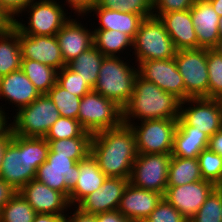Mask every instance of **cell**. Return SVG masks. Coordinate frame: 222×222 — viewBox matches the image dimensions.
Masks as SVG:
<instances>
[{"label": "cell", "mask_w": 222, "mask_h": 222, "mask_svg": "<svg viewBox=\"0 0 222 222\" xmlns=\"http://www.w3.org/2000/svg\"><path fill=\"white\" fill-rule=\"evenodd\" d=\"M91 155L107 177L130 179L138 155L133 129L122 123L119 127L94 133Z\"/></svg>", "instance_id": "6da1fadb"}, {"label": "cell", "mask_w": 222, "mask_h": 222, "mask_svg": "<svg viewBox=\"0 0 222 222\" xmlns=\"http://www.w3.org/2000/svg\"><path fill=\"white\" fill-rule=\"evenodd\" d=\"M48 152L45 138L13 134L3 156L0 178L18 192L35 179L36 170L47 160Z\"/></svg>", "instance_id": "7a4b0ae2"}, {"label": "cell", "mask_w": 222, "mask_h": 222, "mask_svg": "<svg viewBox=\"0 0 222 222\" xmlns=\"http://www.w3.org/2000/svg\"><path fill=\"white\" fill-rule=\"evenodd\" d=\"M180 104L181 101L174 95L137 75L131 99L123 108V124L130 125L132 118H138L140 121L178 119Z\"/></svg>", "instance_id": "3957f363"}, {"label": "cell", "mask_w": 222, "mask_h": 222, "mask_svg": "<svg viewBox=\"0 0 222 222\" xmlns=\"http://www.w3.org/2000/svg\"><path fill=\"white\" fill-rule=\"evenodd\" d=\"M138 68L117 56H104L93 91L114 101L122 109L131 99Z\"/></svg>", "instance_id": "277c9868"}, {"label": "cell", "mask_w": 222, "mask_h": 222, "mask_svg": "<svg viewBox=\"0 0 222 222\" xmlns=\"http://www.w3.org/2000/svg\"><path fill=\"white\" fill-rule=\"evenodd\" d=\"M136 62L173 59L177 49L163 22L155 16L144 18L133 39Z\"/></svg>", "instance_id": "5b68a950"}, {"label": "cell", "mask_w": 222, "mask_h": 222, "mask_svg": "<svg viewBox=\"0 0 222 222\" xmlns=\"http://www.w3.org/2000/svg\"><path fill=\"white\" fill-rule=\"evenodd\" d=\"M9 123L15 135L44 138L60 112L47 94H41L31 104L17 110Z\"/></svg>", "instance_id": "8992f818"}, {"label": "cell", "mask_w": 222, "mask_h": 222, "mask_svg": "<svg viewBox=\"0 0 222 222\" xmlns=\"http://www.w3.org/2000/svg\"><path fill=\"white\" fill-rule=\"evenodd\" d=\"M77 120L86 131L94 134L119 127L123 123V109L92 90L81 98Z\"/></svg>", "instance_id": "52a82bcc"}, {"label": "cell", "mask_w": 222, "mask_h": 222, "mask_svg": "<svg viewBox=\"0 0 222 222\" xmlns=\"http://www.w3.org/2000/svg\"><path fill=\"white\" fill-rule=\"evenodd\" d=\"M63 8L55 0H34L23 10L30 13L28 26L17 19L13 25L25 35L54 36L71 18L66 16Z\"/></svg>", "instance_id": "ba28073f"}, {"label": "cell", "mask_w": 222, "mask_h": 222, "mask_svg": "<svg viewBox=\"0 0 222 222\" xmlns=\"http://www.w3.org/2000/svg\"><path fill=\"white\" fill-rule=\"evenodd\" d=\"M174 58L184 80L186 100L189 98H208L207 49L177 50Z\"/></svg>", "instance_id": "9c48e42d"}, {"label": "cell", "mask_w": 222, "mask_h": 222, "mask_svg": "<svg viewBox=\"0 0 222 222\" xmlns=\"http://www.w3.org/2000/svg\"><path fill=\"white\" fill-rule=\"evenodd\" d=\"M130 124L136 137L138 154H171L177 119L143 120L135 125Z\"/></svg>", "instance_id": "30bf717a"}, {"label": "cell", "mask_w": 222, "mask_h": 222, "mask_svg": "<svg viewBox=\"0 0 222 222\" xmlns=\"http://www.w3.org/2000/svg\"><path fill=\"white\" fill-rule=\"evenodd\" d=\"M171 154H138L129 182L141 189L156 191L163 196L167 189Z\"/></svg>", "instance_id": "8fae6325"}, {"label": "cell", "mask_w": 222, "mask_h": 222, "mask_svg": "<svg viewBox=\"0 0 222 222\" xmlns=\"http://www.w3.org/2000/svg\"><path fill=\"white\" fill-rule=\"evenodd\" d=\"M138 75L155 83L160 89L186 101L184 80L179 73L175 58L148 60L137 63Z\"/></svg>", "instance_id": "7c38bea8"}, {"label": "cell", "mask_w": 222, "mask_h": 222, "mask_svg": "<svg viewBox=\"0 0 222 222\" xmlns=\"http://www.w3.org/2000/svg\"><path fill=\"white\" fill-rule=\"evenodd\" d=\"M186 103L192 107H185ZM180 117L195 130L211 137L222 129V104L213 98H189L180 104Z\"/></svg>", "instance_id": "4fadbf2b"}, {"label": "cell", "mask_w": 222, "mask_h": 222, "mask_svg": "<svg viewBox=\"0 0 222 222\" xmlns=\"http://www.w3.org/2000/svg\"><path fill=\"white\" fill-rule=\"evenodd\" d=\"M216 187L202 179L180 186H167L163 197L189 221Z\"/></svg>", "instance_id": "5bb4252c"}, {"label": "cell", "mask_w": 222, "mask_h": 222, "mask_svg": "<svg viewBox=\"0 0 222 222\" xmlns=\"http://www.w3.org/2000/svg\"><path fill=\"white\" fill-rule=\"evenodd\" d=\"M18 192L32 206L36 214L60 215L64 218L66 216L64 211H68V207H71L63 193L36 179H32Z\"/></svg>", "instance_id": "9a60e30c"}, {"label": "cell", "mask_w": 222, "mask_h": 222, "mask_svg": "<svg viewBox=\"0 0 222 222\" xmlns=\"http://www.w3.org/2000/svg\"><path fill=\"white\" fill-rule=\"evenodd\" d=\"M19 44L22 59L40 62L58 71L66 66L56 35H25L19 31Z\"/></svg>", "instance_id": "2e32d148"}, {"label": "cell", "mask_w": 222, "mask_h": 222, "mask_svg": "<svg viewBox=\"0 0 222 222\" xmlns=\"http://www.w3.org/2000/svg\"><path fill=\"white\" fill-rule=\"evenodd\" d=\"M129 179L106 177L102 186L86 196L77 207L92 214L118 210Z\"/></svg>", "instance_id": "e0dca14e"}, {"label": "cell", "mask_w": 222, "mask_h": 222, "mask_svg": "<svg viewBox=\"0 0 222 222\" xmlns=\"http://www.w3.org/2000/svg\"><path fill=\"white\" fill-rule=\"evenodd\" d=\"M162 198L163 195L156 191L137 188L129 182L121 197L118 211L131 222H143Z\"/></svg>", "instance_id": "ac0fdd59"}, {"label": "cell", "mask_w": 222, "mask_h": 222, "mask_svg": "<svg viewBox=\"0 0 222 222\" xmlns=\"http://www.w3.org/2000/svg\"><path fill=\"white\" fill-rule=\"evenodd\" d=\"M190 11L198 39V48L212 49L220 38V16L207 0H196Z\"/></svg>", "instance_id": "d6986e66"}, {"label": "cell", "mask_w": 222, "mask_h": 222, "mask_svg": "<svg viewBox=\"0 0 222 222\" xmlns=\"http://www.w3.org/2000/svg\"><path fill=\"white\" fill-rule=\"evenodd\" d=\"M56 37L66 65L93 46V31L75 19H69L56 33Z\"/></svg>", "instance_id": "ffe728a7"}, {"label": "cell", "mask_w": 222, "mask_h": 222, "mask_svg": "<svg viewBox=\"0 0 222 222\" xmlns=\"http://www.w3.org/2000/svg\"><path fill=\"white\" fill-rule=\"evenodd\" d=\"M159 19L163 22L177 50L198 49V39L190 9L164 13Z\"/></svg>", "instance_id": "44dd1931"}, {"label": "cell", "mask_w": 222, "mask_h": 222, "mask_svg": "<svg viewBox=\"0 0 222 222\" xmlns=\"http://www.w3.org/2000/svg\"><path fill=\"white\" fill-rule=\"evenodd\" d=\"M40 95L21 69L0 77V97L15 104L18 107L16 111L28 106Z\"/></svg>", "instance_id": "7402d4cb"}, {"label": "cell", "mask_w": 222, "mask_h": 222, "mask_svg": "<svg viewBox=\"0 0 222 222\" xmlns=\"http://www.w3.org/2000/svg\"><path fill=\"white\" fill-rule=\"evenodd\" d=\"M209 136L189 126L181 117L177 119L172 156L197 158L203 149L208 148Z\"/></svg>", "instance_id": "603a6c76"}, {"label": "cell", "mask_w": 222, "mask_h": 222, "mask_svg": "<svg viewBox=\"0 0 222 222\" xmlns=\"http://www.w3.org/2000/svg\"><path fill=\"white\" fill-rule=\"evenodd\" d=\"M106 177L91 153L79 161L78 181L68 199L70 206H77L86 196L100 188Z\"/></svg>", "instance_id": "cb8c5ba5"}, {"label": "cell", "mask_w": 222, "mask_h": 222, "mask_svg": "<svg viewBox=\"0 0 222 222\" xmlns=\"http://www.w3.org/2000/svg\"><path fill=\"white\" fill-rule=\"evenodd\" d=\"M89 12H96L100 21L101 26L94 30H116L129 35L132 39L135 38L143 20L137 14L102 7H92Z\"/></svg>", "instance_id": "d4e9b609"}, {"label": "cell", "mask_w": 222, "mask_h": 222, "mask_svg": "<svg viewBox=\"0 0 222 222\" xmlns=\"http://www.w3.org/2000/svg\"><path fill=\"white\" fill-rule=\"evenodd\" d=\"M19 30L11 27L0 29V77L21 69Z\"/></svg>", "instance_id": "484cf974"}, {"label": "cell", "mask_w": 222, "mask_h": 222, "mask_svg": "<svg viewBox=\"0 0 222 222\" xmlns=\"http://www.w3.org/2000/svg\"><path fill=\"white\" fill-rule=\"evenodd\" d=\"M79 176V162L72 166V170L37 169L35 179L48 187L60 191L68 199L74 189Z\"/></svg>", "instance_id": "4316f807"}, {"label": "cell", "mask_w": 222, "mask_h": 222, "mask_svg": "<svg viewBox=\"0 0 222 222\" xmlns=\"http://www.w3.org/2000/svg\"><path fill=\"white\" fill-rule=\"evenodd\" d=\"M202 180L197 158L171 156L167 186H180Z\"/></svg>", "instance_id": "83f0119b"}, {"label": "cell", "mask_w": 222, "mask_h": 222, "mask_svg": "<svg viewBox=\"0 0 222 222\" xmlns=\"http://www.w3.org/2000/svg\"><path fill=\"white\" fill-rule=\"evenodd\" d=\"M103 59L104 55L93 45L69 62L67 66L80 74V77L93 89L97 83Z\"/></svg>", "instance_id": "f1b7e54d"}, {"label": "cell", "mask_w": 222, "mask_h": 222, "mask_svg": "<svg viewBox=\"0 0 222 222\" xmlns=\"http://www.w3.org/2000/svg\"><path fill=\"white\" fill-rule=\"evenodd\" d=\"M21 70L40 94L47 92L56 84L58 70L30 59H21Z\"/></svg>", "instance_id": "f546056e"}, {"label": "cell", "mask_w": 222, "mask_h": 222, "mask_svg": "<svg viewBox=\"0 0 222 222\" xmlns=\"http://www.w3.org/2000/svg\"><path fill=\"white\" fill-rule=\"evenodd\" d=\"M93 45L104 56H117L126 47H133V39L120 31L116 30H94Z\"/></svg>", "instance_id": "4dcf8cb0"}, {"label": "cell", "mask_w": 222, "mask_h": 222, "mask_svg": "<svg viewBox=\"0 0 222 222\" xmlns=\"http://www.w3.org/2000/svg\"><path fill=\"white\" fill-rule=\"evenodd\" d=\"M49 151L63 156H69L74 161H81L91 153L92 137H73L69 139L46 140Z\"/></svg>", "instance_id": "1f68e13d"}, {"label": "cell", "mask_w": 222, "mask_h": 222, "mask_svg": "<svg viewBox=\"0 0 222 222\" xmlns=\"http://www.w3.org/2000/svg\"><path fill=\"white\" fill-rule=\"evenodd\" d=\"M36 215L32 206L16 192L0 211V222H33Z\"/></svg>", "instance_id": "d6a6232c"}, {"label": "cell", "mask_w": 222, "mask_h": 222, "mask_svg": "<svg viewBox=\"0 0 222 222\" xmlns=\"http://www.w3.org/2000/svg\"><path fill=\"white\" fill-rule=\"evenodd\" d=\"M47 95L54 102L61 117L77 120L80 97L68 92L57 83L47 92Z\"/></svg>", "instance_id": "836d02e7"}, {"label": "cell", "mask_w": 222, "mask_h": 222, "mask_svg": "<svg viewBox=\"0 0 222 222\" xmlns=\"http://www.w3.org/2000/svg\"><path fill=\"white\" fill-rule=\"evenodd\" d=\"M93 7L108 8L140 15L143 19L153 16V0H96Z\"/></svg>", "instance_id": "e575fe53"}, {"label": "cell", "mask_w": 222, "mask_h": 222, "mask_svg": "<svg viewBox=\"0 0 222 222\" xmlns=\"http://www.w3.org/2000/svg\"><path fill=\"white\" fill-rule=\"evenodd\" d=\"M76 119L60 117L57 119L44 137L46 140L69 139L73 137H92Z\"/></svg>", "instance_id": "d590c367"}, {"label": "cell", "mask_w": 222, "mask_h": 222, "mask_svg": "<svg viewBox=\"0 0 222 222\" xmlns=\"http://www.w3.org/2000/svg\"><path fill=\"white\" fill-rule=\"evenodd\" d=\"M202 179L222 186V157L209 148L203 149L197 157Z\"/></svg>", "instance_id": "8d00e7d4"}, {"label": "cell", "mask_w": 222, "mask_h": 222, "mask_svg": "<svg viewBox=\"0 0 222 222\" xmlns=\"http://www.w3.org/2000/svg\"><path fill=\"white\" fill-rule=\"evenodd\" d=\"M221 186H217L188 222H222Z\"/></svg>", "instance_id": "74e56055"}, {"label": "cell", "mask_w": 222, "mask_h": 222, "mask_svg": "<svg viewBox=\"0 0 222 222\" xmlns=\"http://www.w3.org/2000/svg\"><path fill=\"white\" fill-rule=\"evenodd\" d=\"M207 66L208 98L218 99L222 95V57L212 49H207Z\"/></svg>", "instance_id": "f35d334b"}, {"label": "cell", "mask_w": 222, "mask_h": 222, "mask_svg": "<svg viewBox=\"0 0 222 222\" xmlns=\"http://www.w3.org/2000/svg\"><path fill=\"white\" fill-rule=\"evenodd\" d=\"M56 83L80 98L93 90L89 84L80 77V74L71 70L67 65L58 71Z\"/></svg>", "instance_id": "ab89813d"}, {"label": "cell", "mask_w": 222, "mask_h": 222, "mask_svg": "<svg viewBox=\"0 0 222 222\" xmlns=\"http://www.w3.org/2000/svg\"><path fill=\"white\" fill-rule=\"evenodd\" d=\"M143 222H188L164 197Z\"/></svg>", "instance_id": "60d3db41"}, {"label": "cell", "mask_w": 222, "mask_h": 222, "mask_svg": "<svg viewBox=\"0 0 222 222\" xmlns=\"http://www.w3.org/2000/svg\"><path fill=\"white\" fill-rule=\"evenodd\" d=\"M195 2L196 0H153V16L159 18L164 13L188 10Z\"/></svg>", "instance_id": "b9f144b4"}, {"label": "cell", "mask_w": 222, "mask_h": 222, "mask_svg": "<svg viewBox=\"0 0 222 222\" xmlns=\"http://www.w3.org/2000/svg\"><path fill=\"white\" fill-rule=\"evenodd\" d=\"M77 162L69 158V156L58 155L49 151L47 160L37 169L72 170V166Z\"/></svg>", "instance_id": "7bdbcfd3"}, {"label": "cell", "mask_w": 222, "mask_h": 222, "mask_svg": "<svg viewBox=\"0 0 222 222\" xmlns=\"http://www.w3.org/2000/svg\"><path fill=\"white\" fill-rule=\"evenodd\" d=\"M34 0H0V8L4 13L12 20H15V17H19L21 12L30 5Z\"/></svg>", "instance_id": "ee69618b"}, {"label": "cell", "mask_w": 222, "mask_h": 222, "mask_svg": "<svg viewBox=\"0 0 222 222\" xmlns=\"http://www.w3.org/2000/svg\"><path fill=\"white\" fill-rule=\"evenodd\" d=\"M75 209L72 216L66 214L63 222H96V214L84 212L77 206H75Z\"/></svg>", "instance_id": "f6af8a7d"}, {"label": "cell", "mask_w": 222, "mask_h": 222, "mask_svg": "<svg viewBox=\"0 0 222 222\" xmlns=\"http://www.w3.org/2000/svg\"><path fill=\"white\" fill-rule=\"evenodd\" d=\"M96 222H131L118 210L96 214Z\"/></svg>", "instance_id": "bcb514c9"}, {"label": "cell", "mask_w": 222, "mask_h": 222, "mask_svg": "<svg viewBox=\"0 0 222 222\" xmlns=\"http://www.w3.org/2000/svg\"><path fill=\"white\" fill-rule=\"evenodd\" d=\"M69 7L75 10L78 15L89 13L91 8L96 4V0H66Z\"/></svg>", "instance_id": "7dc6e473"}, {"label": "cell", "mask_w": 222, "mask_h": 222, "mask_svg": "<svg viewBox=\"0 0 222 222\" xmlns=\"http://www.w3.org/2000/svg\"><path fill=\"white\" fill-rule=\"evenodd\" d=\"M17 191L0 178V211Z\"/></svg>", "instance_id": "c3c4849f"}, {"label": "cell", "mask_w": 222, "mask_h": 222, "mask_svg": "<svg viewBox=\"0 0 222 222\" xmlns=\"http://www.w3.org/2000/svg\"><path fill=\"white\" fill-rule=\"evenodd\" d=\"M208 148L222 157V129L209 137Z\"/></svg>", "instance_id": "681fc988"}, {"label": "cell", "mask_w": 222, "mask_h": 222, "mask_svg": "<svg viewBox=\"0 0 222 222\" xmlns=\"http://www.w3.org/2000/svg\"><path fill=\"white\" fill-rule=\"evenodd\" d=\"M13 132L9 127L1 136H0V169L3 160L4 153L6 151L8 143L12 139Z\"/></svg>", "instance_id": "f907efd6"}, {"label": "cell", "mask_w": 222, "mask_h": 222, "mask_svg": "<svg viewBox=\"0 0 222 222\" xmlns=\"http://www.w3.org/2000/svg\"><path fill=\"white\" fill-rule=\"evenodd\" d=\"M64 218L60 215L36 214L33 222H63Z\"/></svg>", "instance_id": "816d5d0a"}, {"label": "cell", "mask_w": 222, "mask_h": 222, "mask_svg": "<svg viewBox=\"0 0 222 222\" xmlns=\"http://www.w3.org/2000/svg\"><path fill=\"white\" fill-rule=\"evenodd\" d=\"M7 119H9V117L7 118L4 109L2 110L0 106V136L10 127Z\"/></svg>", "instance_id": "f5cc1de1"}, {"label": "cell", "mask_w": 222, "mask_h": 222, "mask_svg": "<svg viewBox=\"0 0 222 222\" xmlns=\"http://www.w3.org/2000/svg\"><path fill=\"white\" fill-rule=\"evenodd\" d=\"M13 25V21L0 8V29L8 28Z\"/></svg>", "instance_id": "db71d44e"}, {"label": "cell", "mask_w": 222, "mask_h": 222, "mask_svg": "<svg viewBox=\"0 0 222 222\" xmlns=\"http://www.w3.org/2000/svg\"><path fill=\"white\" fill-rule=\"evenodd\" d=\"M211 6L213 7L214 11L222 17V0H207Z\"/></svg>", "instance_id": "11a10c76"}, {"label": "cell", "mask_w": 222, "mask_h": 222, "mask_svg": "<svg viewBox=\"0 0 222 222\" xmlns=\"http://www.w3.org/2000/svg\"><path fill=\"white\" fill-rule=\"evenodd\" d=\"M218 55L222 57V37L217 40L216 45L212 48Z\"/></svg>", "instance_id": "9f6ffc18"}, {"label": "cell", "mask_w": 222, "mask_h": 222, "mask_svg": "<svg viewBox=\"0 0 222 222\" xmlns=\"http://www.w3.org/2000/svg\"><path fill=\"white\" fill-rule=\"evenodd\" d=\"M219 34H220V37H222V17H220V20H219Z\"/></svg>", "instance_id": "6f0895ef"}, {"label": "cell", "mask_w": 222, "mask_h": 222, "mask_svg": "<svg viewBox=\"0 0 222 222\" xmlns=\"http://www.w3.org/2000/svg\"><path fill=\"white\" fill-rule=\"evenodd\" d=\"M218 100L222 104V95L218 98Z\"/></svg>", "instance_id": "680465c9"}]
</instances>
